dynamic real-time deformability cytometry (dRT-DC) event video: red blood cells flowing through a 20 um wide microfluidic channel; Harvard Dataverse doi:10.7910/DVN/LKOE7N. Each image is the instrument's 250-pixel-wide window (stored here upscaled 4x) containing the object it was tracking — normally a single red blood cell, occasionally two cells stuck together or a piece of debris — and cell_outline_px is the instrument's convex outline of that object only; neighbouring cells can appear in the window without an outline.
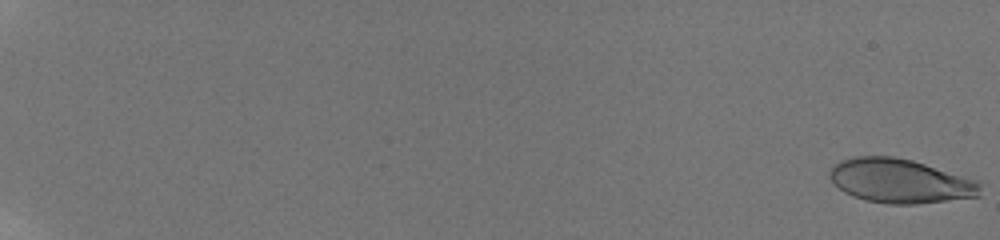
{"species": "human", "species_latin": "Homo sapiens", "temperature_condition": "room temperature", "stored_images_in_passage": 58, "camera_frame_rate_fps": 3000, "um_per_image_px": 0.085, "donor": {"sex": "male"}, "frame": {"image": 1, "passage_image": 1, "time_ms": 0.0, "image_size_px": [1000, 240], "cell_outline_px": [[980, 196], [916, 204], [888, 204], [864, 200], [852, 196], [844, 192], [828, 176], [828, 172], [840, 160], [856, 156], [892, 156], [912, 160], [976, 180], [980, 184]], "centroid_in_image_um": [76.48, 15.38], "position_along_channel_um": 8.5, "area_um2": 38.49}}
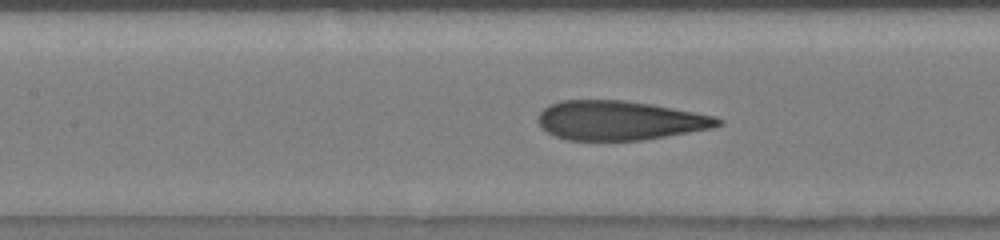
{"frame": {"image": 2, "passage_image": 32, "time_ms": 10.333, "image_size_px": [1000, 240], "cell_outline_px": [[724, 124], [712, 128], [640, 140], [568, 140], [556, 136], [540, 128], [536, 120], [540, 112], [548, 104], [560, 100], [624, 100], [652, 104], [716, 116], [724, 120]], "centroid_in_image_um": [52.65, 10.23], "position_along_channel_um": 154.8, "area_um2": 41.27}}
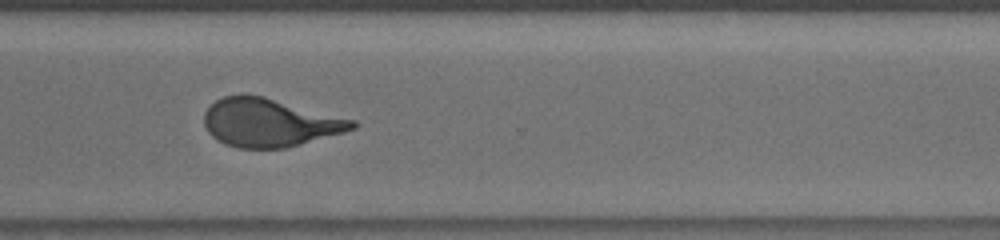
{"frame": {"image": 3, "passage_image": 47, "time_ms": 15.333, "image_size_px": [1000, 240], "cell_outline_px": [[356, 128], [344, 132], [284, 148], [240, 148], [224, 144], [216, 140], [208, 132], [204, 124], [204, 112], [216, 100], [224, 96], [244, 92], [264, 96], [356, 120]], "centroid_in_image_um": [22.88, 10.4], "position_along_channel_um": 347.7, "area_um2": 41.85}, "authors_computed_cell_mechanics": {"area_um2": 41.1536, "velocity_mm_per_s": 3.8707, "shape_relaxation_time_tau1_ms": 5.1875, "shape_relaxation_time_tau2_ms": 0.8294, "deformation_change_tau1": 0.2168, "deformation_change_tau2": 0.0959}}